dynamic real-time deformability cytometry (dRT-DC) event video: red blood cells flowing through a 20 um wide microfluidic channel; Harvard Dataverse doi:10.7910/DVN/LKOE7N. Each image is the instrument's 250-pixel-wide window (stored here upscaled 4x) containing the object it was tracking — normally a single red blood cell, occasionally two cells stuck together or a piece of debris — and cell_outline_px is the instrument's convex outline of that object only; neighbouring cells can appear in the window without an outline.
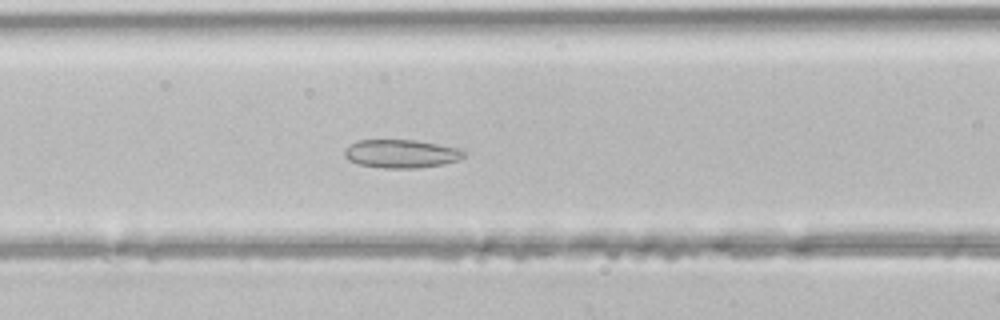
{"species": "common noctule bat (a hibernating species)", "species_latin": "Nyctalus noctula", "temperature_condition": "room temperature", "stored_images_in_passage": 42, "camera_frame_rate_fps": 3000, "um_per_image_px": 0.085, "animal": {"sex": "male", "body_mass_g": 21.5, "forearm_length_mm": 52.0}, "frame": {"image": 1, "passage_image": 14, "time_ms": 4.333, "image_size_px": [1000, 320], "cell_outline_px": [[468, 152], [464, 156], [456, 160], [440, 164], [420, 168], [384, 168], [356, 164], [348, 160], [344, 156], [344, 148], [356, 140], [412, 140], [460, 148]], "centroid_in_image_um": [34.05, 13.06], "position_along_channel_um": 132.5, "area_um2": 19.77}}
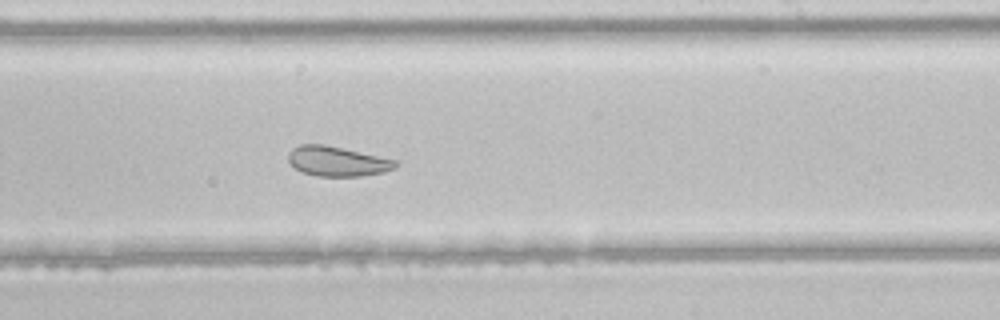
{"frame": {"image": 2, "passage_image": 23, "time_ms": 7.333, "image_size_px": [1000, 320], "cell_outline_px": [[400, 164], [396, 168], [384, 172], [360, 176], [316, 176], [304, 172], [296, 168], [288, 160], [288, 152], [292, 148], [300, 144], [324, 144], [396, 160]], "centroid_in_image_um": [28.68, 13.71], "position_along_channel_um": 260.3, "area_um2": 18.55}}
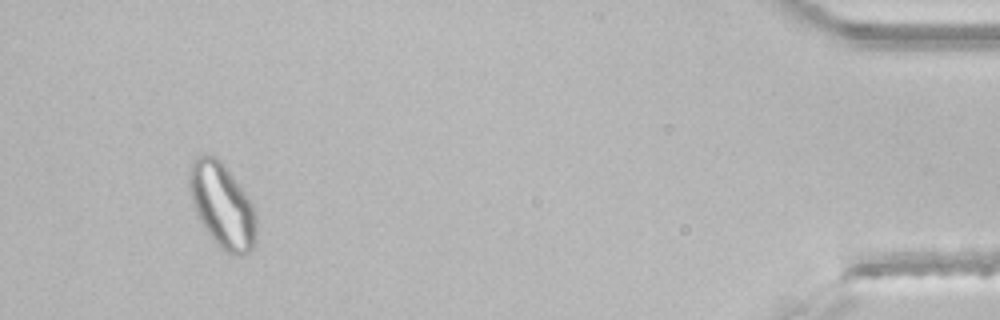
{"frame": {"image": 3, "passage_image": 39, "time_ms": 12.667, "image_size_px": [1000, 320], "cell_outline_px": [[256, 236], [252, 248], [244, 256], [236, 256], [220, 248], [212, 240], [200, 220], [192, 204], [188, 184], [188, 176], [192, 160], [196, 156], [204, 152], [220, 160], [232, 176], [252, 204], [256, 212]], "centroid_in_image_um": [18.86, 17.47], "position_along_channel_um": 416.3, "area_um2": 33.0}}